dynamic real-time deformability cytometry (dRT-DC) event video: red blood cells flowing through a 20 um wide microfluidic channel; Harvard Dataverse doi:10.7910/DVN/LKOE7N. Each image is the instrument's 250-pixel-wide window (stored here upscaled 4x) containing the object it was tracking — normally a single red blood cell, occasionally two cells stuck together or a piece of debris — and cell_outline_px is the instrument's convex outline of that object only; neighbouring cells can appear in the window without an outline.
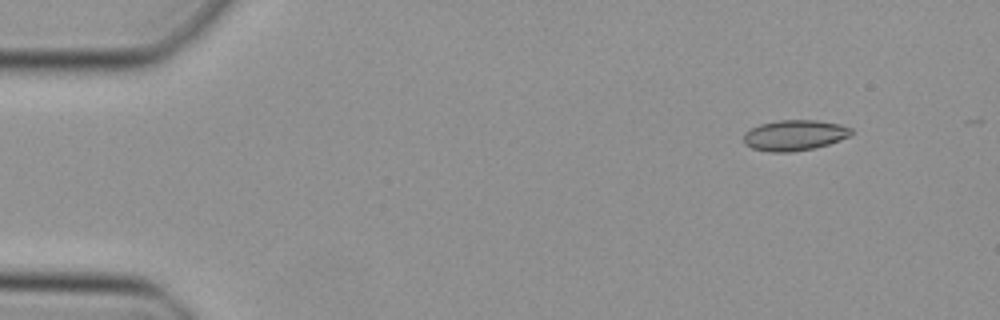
{"species": "Egyptian fruit bat (a non-hibernating species)", "species_latin": "Rousettus aegyptiacus", "temperature_condition": "cold", "stored_images_in_passage": 39, "camera_frame_rate_fps": 3000, "um_per_image_px": 0.085, "animal": {"sex": "female"}, "frame": {"image": 1, "passage_image": 1, "time_ms": 0.0, "image_size_px": [1000, 320], "cell_outline_px": [[852, 132], [848, 136], [840, 140], [828, 144], [812, 148], [792, 152], [768, 152], [752, 148], [744, 144], [744, 132], [760, 124], [776, 120], [816, 120], [840, 124], [852, 128]], "centroid_in_image_um": [67.51, 11.49], "position_along_channel_um": 17.5, "area_um2": 19.19}}
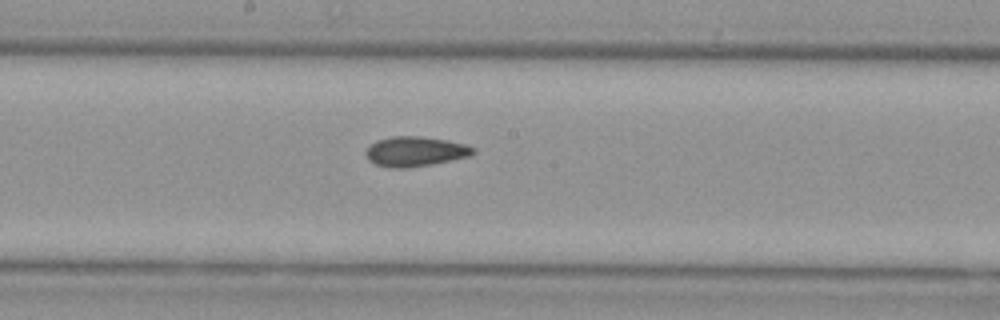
{"frame": {"image": 2, "passage_image": 22, "time_ms": 7.0, "image_size_px": [1000, 320], "cell_outline_px": [[476, 152], [472, 156], [432, 164], [408, 168], [388, 168], [376, 164], [368, 160], [364, 156], [364, 152], [368, 144], [376, 140], [392, 136], [420, 136], [444, 140], [464, 144], [476, 148]], "centroid_in_image_um": [35.25, 12.88], "position_along_channel_um": 213.0, "area_um2": 19.02}}
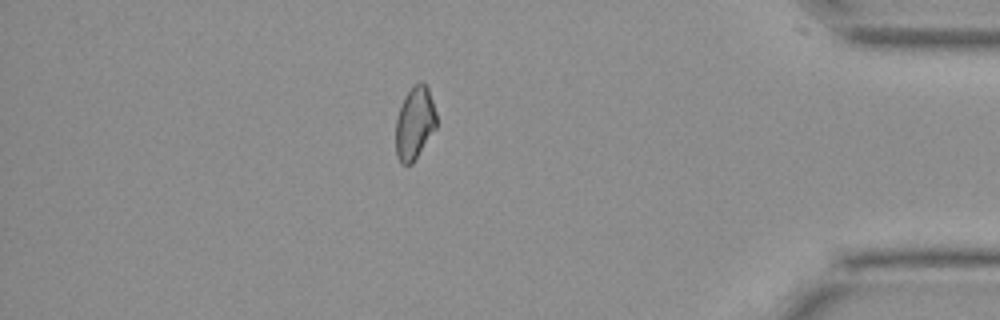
{"frame": {"image": 3, "passage_image": 38, "time_ms": 12.333, "image_size_px": [1000, 320], "cell_outline_px": [[436, 128], [412, 164], [400, 164], [396, 156], [396, 120], [404, 96], [420, 80], [428, 88], [436, 112]], "centroid_in_image_um": [35.24, 10.49], "position_along_channel_um": 400.0, "area_um2": 17.11}}